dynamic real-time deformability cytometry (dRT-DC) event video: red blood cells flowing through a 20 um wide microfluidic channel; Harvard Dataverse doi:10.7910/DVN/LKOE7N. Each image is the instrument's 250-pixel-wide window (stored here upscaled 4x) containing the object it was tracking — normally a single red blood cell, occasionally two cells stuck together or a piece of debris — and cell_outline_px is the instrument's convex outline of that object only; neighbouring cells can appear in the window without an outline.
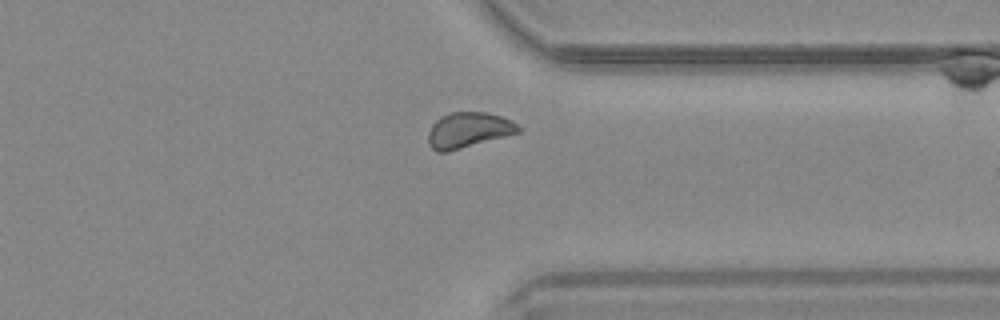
{"species": "common noctule bat (a hibernating species)", "species_latin": "Nyctalus noctula", "temperature_condition": "warm", "stored_images_in_passage": 34, "camera_frame_rate_fps": 3000, "um_per_image_px": 0.085, "animal": {"sex": "male", "body_mass_g": 20.4}, "frame": {"image": 1, "passage_image": 25, "time_ms": 8.0, "image_size_px": [1000, 320], "cell_outline_px": [[520, 132], [448, 152], [436, 152], [428, 144], [428, 132], [432, 124], [440, 116], [452, 112], [488, 112], [512, 120], [520, 128]], "centroid_in_image_um": [39.78, 11.06], "position_along_channel_um": 371.6, "area_um2": 18.67}}